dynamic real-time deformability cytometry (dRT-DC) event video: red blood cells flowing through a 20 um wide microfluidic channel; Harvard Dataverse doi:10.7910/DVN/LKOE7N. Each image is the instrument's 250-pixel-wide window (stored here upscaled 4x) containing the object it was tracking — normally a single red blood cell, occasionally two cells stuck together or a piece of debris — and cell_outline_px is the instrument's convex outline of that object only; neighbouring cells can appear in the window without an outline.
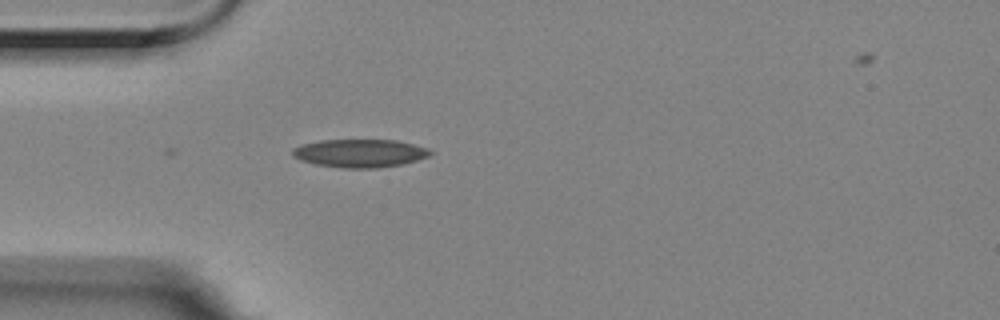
{"species": "Egyptian fruit bat (a non-hibernating species)", "species_latin": "Rousettus aegyptiacus", "temperature_condition": "room temperature", "stored_images_in_passage": 26, "camera_frame_rate_fps": 3000, "um_per_image_px": 0.085, "animal": {"sex": "female"}, "frame": {"image": 1, "passage_image": 1, "time_ms": 0.0, "image_size_px": [1000, 320], "cell_outline_px": [[436, 152], [428, 156], [416, 160], [400, 164], [376, 168], [344, 168], [316, 164], [300, 160], [292, 156], [292, 148], [300, 144], [320, 140], [396, 140], [428, 148]], "centroid_in_image_um": [30.56, 13.01], "position_along_channel_um": 54.4, "area_um2": 22.6}}
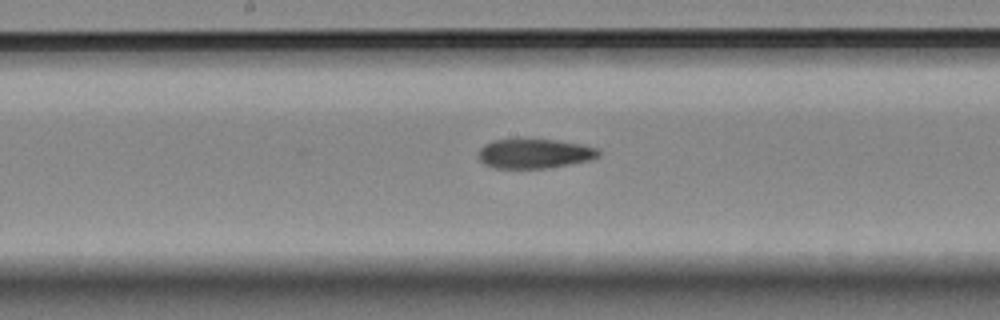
{"frame": {"image": 2, "passage_image": 14, "time_ms": 4.333, "image_size_px": [1000, 320], "cell_outline_px": [[600, 156], [592, 160], [548, 168], [492, 168], [484, 164], [476, 156], [476, 152], [484, 144], [492, 140], [516, 136], [556, 140], [584, 144], [596, 148], [600, 152]], "centroid_in_image_um": [45.37, 13.01], "position_along_channel_um": 202.8, "area_um2": 21.79}}
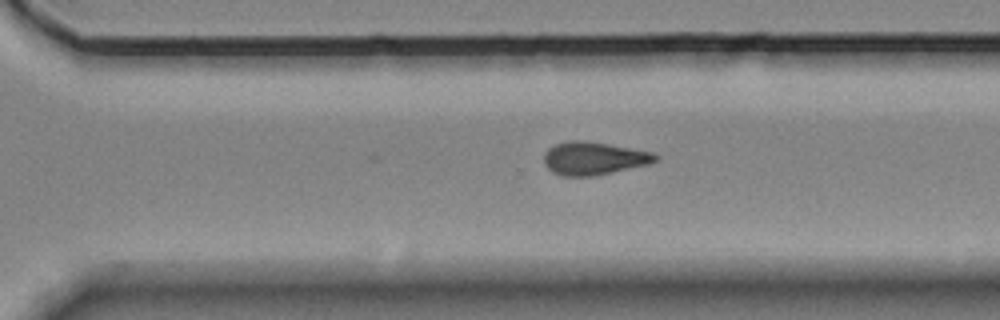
{"frame": {"image": 3, "passage_image": 24, "time_ms": 7.667, "image_size_px": [1000, 320], "cell_outline_px": [[660, 156], [656, 160], [648, 164], [612, 172], [592, 176], [560, 176], [552, 172], [544, 164], [544, 152], [548, 148], [556, 144], [568, 140], [580, 140], [608, 144], [652, 152]], "centroid_in_image_um": [50.43, 13.46], "position_along_channel_um": 320.2, "area_um2": 21.33}}